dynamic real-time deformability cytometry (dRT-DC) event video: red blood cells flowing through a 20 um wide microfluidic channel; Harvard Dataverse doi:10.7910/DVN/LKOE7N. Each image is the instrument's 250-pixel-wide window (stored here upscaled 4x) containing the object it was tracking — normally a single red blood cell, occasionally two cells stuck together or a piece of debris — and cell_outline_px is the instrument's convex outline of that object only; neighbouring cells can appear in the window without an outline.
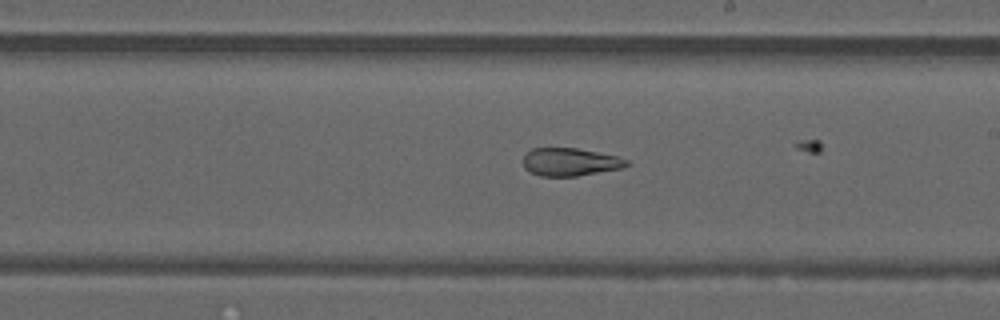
{"species": "common noctule bat (a hibernating species)", "species_latin": "Nyctalus noctula", "temperature_condition": "warm", "stored_images_in_passage": 19, "camera_frame_rate_fps": 3000, "um_per_image_px": 0.085, "animal": {"sex": "male", "forearm_length_mm": 52.5}, "frame": {"image": 1, "passage_image": 9, "time_ms": 2.667, "image_size_px": [1000, 320], "cell_outline_px": [[632, 164], [624, 168], [576, 176], [540, 176], [528, 172], [524, 168], [524, 152], [532, 148], [576, 148], [616, 156], [628, 160]], "centroid_in_image_um": [48.45, 13.77], "position_along_channel_um": 240.5, "area_um2": 16.99}}